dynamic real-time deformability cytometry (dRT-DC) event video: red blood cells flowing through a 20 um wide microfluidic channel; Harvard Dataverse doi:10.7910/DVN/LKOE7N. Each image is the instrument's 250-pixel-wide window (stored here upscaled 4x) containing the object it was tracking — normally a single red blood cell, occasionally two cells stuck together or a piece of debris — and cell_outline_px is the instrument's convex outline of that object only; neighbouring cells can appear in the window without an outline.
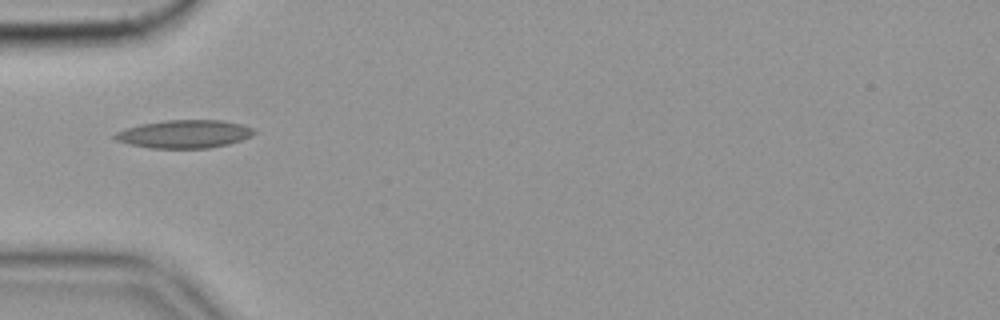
{"species": "common noctule bat (a hibernating species)", "species_latin": "Nyctalus noctula", "temperature_condition": "cold", "stored_images_in_passage": 20, "camera_frame_rate_fps": 3000, "um_per_image_px": 0.085, "animal": {"sex": "female", "body_mass_g": 19.9}, "frame": {"image": 1, "passage_image": 1, "time_ms": 0.0, "image_size_px": [1000, 320], "cell_outline_px": [[256, 132], [252, 136], [228, 144], [208, 148], [148, 148], [128, 144], [116, 140], [112, 136], [116, 132], [140, 124], [164, 120], [224, 120], [240, 124], [252, 128]], "centroid_in_image_um": [15.66, 11.39], "position_along_channel_um": 69.3, "area_um2": 22.77}}